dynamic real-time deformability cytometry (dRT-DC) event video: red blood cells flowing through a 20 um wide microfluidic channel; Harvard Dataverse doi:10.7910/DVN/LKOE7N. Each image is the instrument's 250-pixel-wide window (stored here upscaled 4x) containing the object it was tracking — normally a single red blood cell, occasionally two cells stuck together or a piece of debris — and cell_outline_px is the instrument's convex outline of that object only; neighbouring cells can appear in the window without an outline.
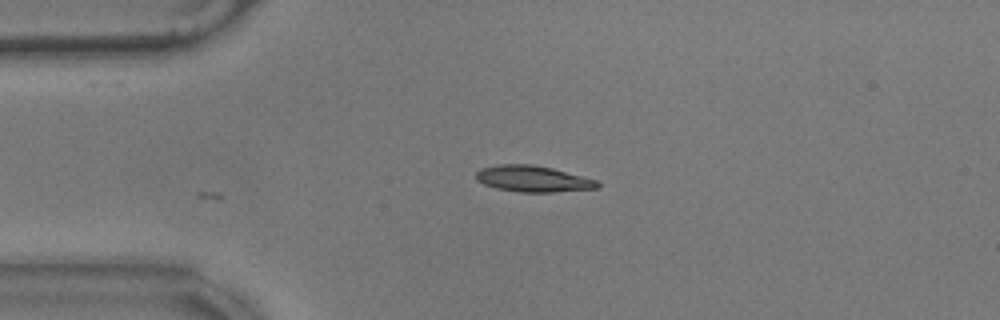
{"species": "common noctule bat (a hibernating species)", "species_latin": "Nyctalus noctula", "temperature_condition": "warm", "stored_images_in_passage": 12, "camera_frame_rate_fps": 3000, "um_per_image_px": 0.085, "animal": {"sex": "male", "body_mass_g": 17.9}, "frame": {"image": 1, "passage_image": 12, "time_ms": 3.667, "image_size_px": [1000, 320], "cell_outline_px": [[600, 188], [552, 192], [520, 192], [496, 188], [484, 184], [476, 180], [476, 172], [480, 168], [496, 164], [532, 164], [552, 168], [596, 180], [600, 184]], "centroid_in_image_um": [45.27, 15.19], "position_along_channel_um": 39.7, "area_um2": 18.55}}